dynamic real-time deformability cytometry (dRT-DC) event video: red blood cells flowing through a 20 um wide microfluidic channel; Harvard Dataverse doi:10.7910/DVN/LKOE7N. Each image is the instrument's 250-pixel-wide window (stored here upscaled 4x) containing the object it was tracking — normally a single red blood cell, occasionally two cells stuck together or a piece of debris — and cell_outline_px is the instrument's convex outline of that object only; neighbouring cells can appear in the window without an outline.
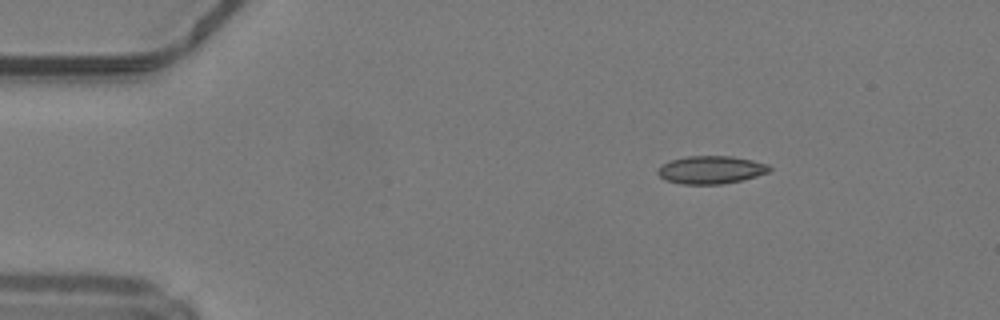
{"species": "common noctule bat (a hibernating species)", "species_latin": "Nyctalus noctula", "temperature_condition": "warm", "stored_images_in_passage": 3, "camera_frame_rate_fps": 3000, "um_per_image_px": 0.085, "animal": {"sex": "male", "body_mass_g": 19.2, "forearm_length_mm": 51.8}, "frame": {"image": 1, "passage_image": 1, "time_ms": 0.0, "image_size_px": [1000, 320], "cell_outline_px": [[760, 172], [748, 176], [732, 180], [676, 180], [684, 160], [740, 160], [752, 164]], "centroid_in_image_um": [60.82, 14.45], "position_along_channel_um": 24.2, "area_um2": 10.17}}